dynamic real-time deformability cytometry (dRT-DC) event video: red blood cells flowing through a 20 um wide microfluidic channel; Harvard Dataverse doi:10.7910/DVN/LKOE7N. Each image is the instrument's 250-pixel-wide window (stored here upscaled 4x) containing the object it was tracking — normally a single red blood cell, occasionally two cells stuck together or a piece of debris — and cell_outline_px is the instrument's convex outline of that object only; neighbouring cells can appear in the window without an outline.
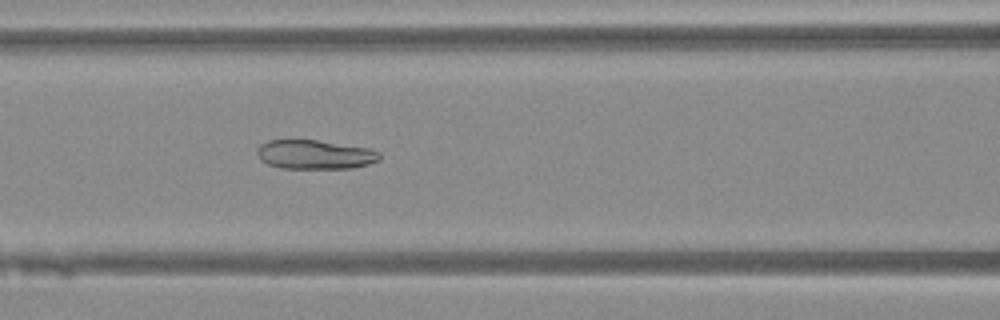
{"species": "Egyptian fruit bat (a non-hibernating species)", "species_latin": "Rousettus aegyptiacus", "temperature_condition": "warm", "stored_images_in_passage": 43, "camera_frame_rate_fps": 3000, "um_per_image_px": 0.085, "animal": {"sex": "female"}, "frame": {"image": 1, "passage_image": 15, "time_ms": 4.667, "image_size_px": [1000, 320], "cell_outline_px": [[380, 160], [368, 164], [352, 168], [280, 168], [268, 164], [256, 152], [256, 148], [260, 144], [268, 140], [316, 140], [372, 148], [380, 152]], "centroid_in_image_um": [26.8, 13.13], "position_along_channel_um": 139.8, "area_um2": 20.81}}
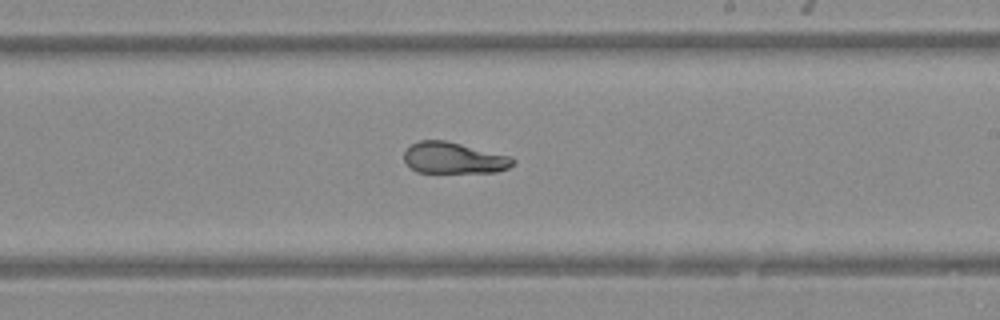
{"frame": {"image": 2, "passage_image": 23, "time_ms": 7.333, "image_size_px": [1000, 320], "cell_outline_px": [[516, 160], [508, 168], [496, 172], [416, 172], [404, 160], [404, 152], [412, 144], [420, 140], [444, 140], [512, 156]], "centroid_in_image_um": [38.59, 13.43], "position_along_channel_um": 250.4, "area_um2": 19.71}}
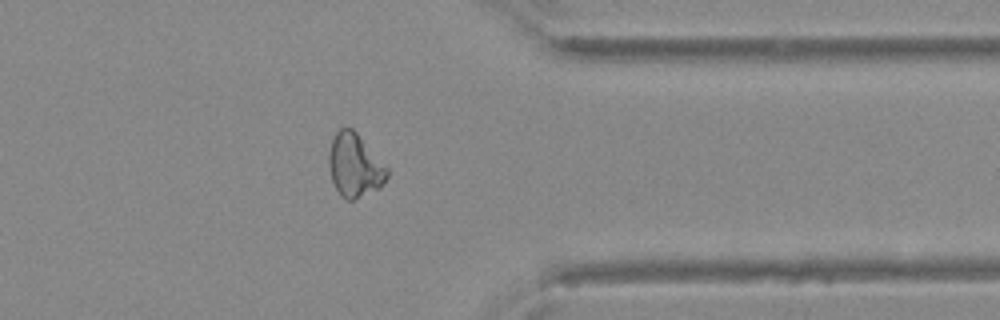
{"frame": {"image": 3, "passage_image": 33, "time_ms": 10.667, "image_size_px": [1000, 320], "cell_outline_px": [[388, 176], [380, 188], [356, 200], [348, 200], [340, 196], [332, 180], [328, 164], [328, 152], [332, 140], [336, 132], [340, 128], [352, 128], [356, 132], [388, 168]], "centroid_in_image_um": [30.14, 14.09], "position_along_channel_um": 381.3, "area_um2": 21.56}}